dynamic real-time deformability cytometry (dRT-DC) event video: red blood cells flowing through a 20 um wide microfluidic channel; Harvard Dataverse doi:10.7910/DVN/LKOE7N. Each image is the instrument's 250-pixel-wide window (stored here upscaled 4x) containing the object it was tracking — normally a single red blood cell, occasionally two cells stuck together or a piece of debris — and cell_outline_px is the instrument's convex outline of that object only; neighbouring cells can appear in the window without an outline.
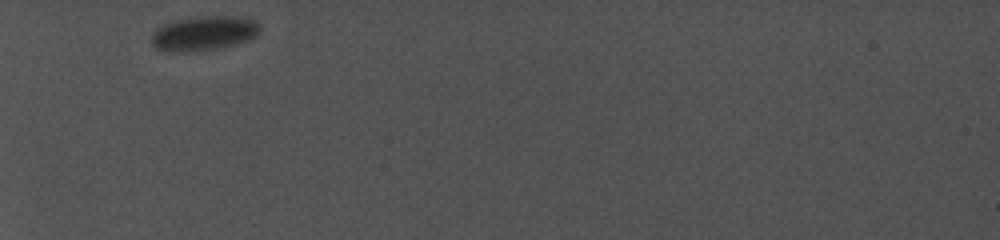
{"species": "common noctule bat (a hibernating species)", "species_latin": "Nyctalus noctula", "temperature_condition": "cold", "stored_images_in_passage": 39, "camera_frame_rate_fps": 5000, "um_per_image_px": 0.085, "animal": {"sex": "female", "body_mass_g": 19.0, "forearm_length_mm": 56.7}, "frame": {"image": 1, "passage_image": 1, "time_ms": 0.0, "image_size_px": [1000, 240], "cell_outline_px": [[260, 32], [256, 36], [248, 40], [216, 48], [156, 48], [152, 44], [152, 32], [156, 28], [164, 24], [176, 20], [192, 16], [236, 16], [256, 20], [260, 24]], "centroid_in_image_um": [17.42, 2.73], "position_along_channel_um": 67.6, "area_um2": 20.81}}
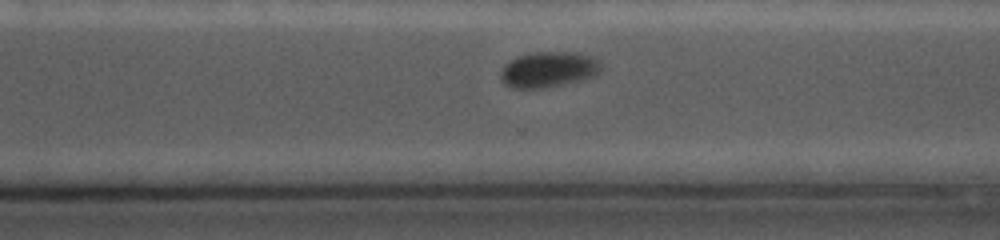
{"frame": {"image": 2, "passage_image": 26, "time_ms": 7.4, "image_size_px": [1000, 240], "cell_outline_px": [[600, 68], [596, 72], [588, 76], [576, 80], [560, 84], [540, 88], [512, 88], [504, 84], [500, 80], [500, 72], [504, 64], [516, 56], [536, 52], [576, 52], [592, 56], [600, 60]], "centroid_in_image_um": [46.53, 5.88], "position_along_channel_um": 324.1, "area_um2": 20.52}}
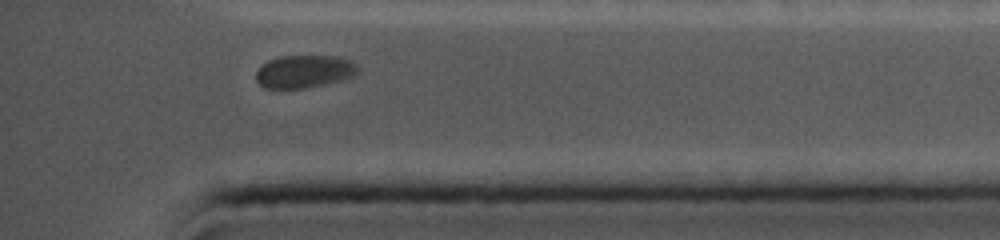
{"frame": {"image": 3, "passage_image": 36, "time_ms": 9.6, "image_size_px": [1000, 240], "cell_outline_px": [[360, 72], [352, 76], [340, 80], [324, 84], [304, 88], [264, 88], [256, 80], [256, 72], [268, 60], [280, 56], [336, 56], [352, 60], [360, 68]], "centroid_in_image_um": [25.89, 6.06], "position_along_channel_um": 409.3, "area_um2": 19.42}}